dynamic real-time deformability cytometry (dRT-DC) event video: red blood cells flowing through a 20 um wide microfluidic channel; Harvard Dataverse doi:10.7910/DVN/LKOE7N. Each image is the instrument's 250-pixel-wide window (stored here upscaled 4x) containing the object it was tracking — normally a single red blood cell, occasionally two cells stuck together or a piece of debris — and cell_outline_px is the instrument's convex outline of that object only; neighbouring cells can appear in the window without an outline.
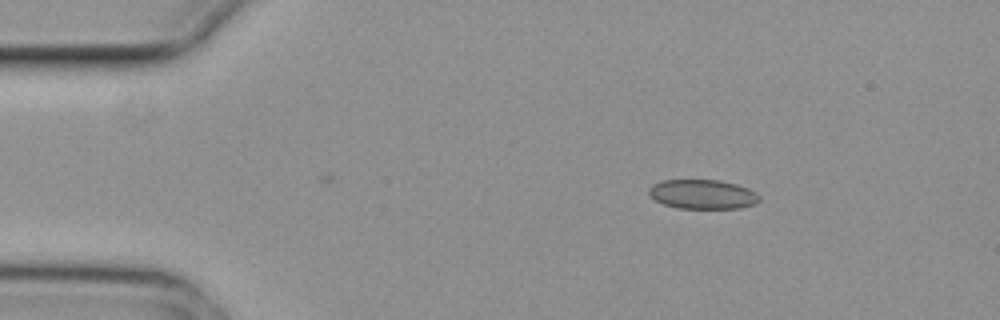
{"species": "common noctule bat (a hibernating species)", "species_latin": "Nyctalus noctula", "temperature_condition": "cold", "stored_images_in_passage": 3, "camera_frame_rate_fps": 3000, "um_per_image_px": 0.085, "animal": {"sex": "female", "body_mass_g": 29.2, "forearm_length_mm": 56.3}, "frame": {"image": 1, "passage_image": 1, "time_ms": 0.0, "image_size_px": [1000, 320], "cell_outline_px": [[760, 200], [756, 204], [740, 208], [676, 208], [664, 204], [648, 196], [648, 188], [652, 184], [660, 180], [720, 180], [736, 184], [748, 188], [756, 192], [760, 196]], "centroid_in_image_um": [59.71, 16.51], "position_along_channel_um": 25.3, "area_um2": 19.13}}